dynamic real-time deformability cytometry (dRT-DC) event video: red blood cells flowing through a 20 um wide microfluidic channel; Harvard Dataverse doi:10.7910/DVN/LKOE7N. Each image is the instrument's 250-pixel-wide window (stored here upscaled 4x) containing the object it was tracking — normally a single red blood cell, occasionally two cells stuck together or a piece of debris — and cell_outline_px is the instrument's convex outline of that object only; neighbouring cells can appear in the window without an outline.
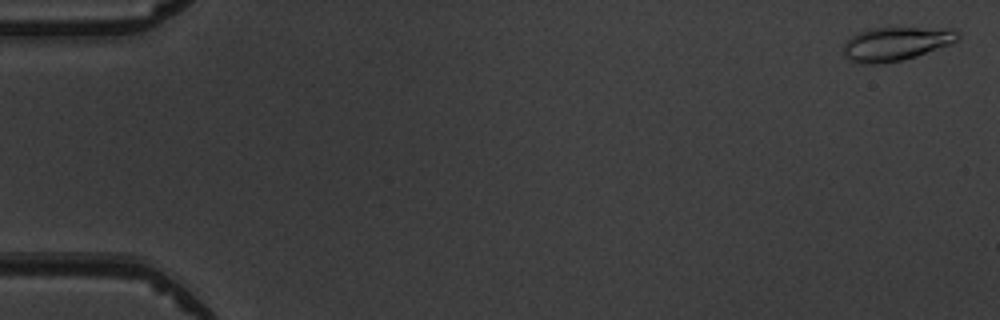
{"species": "common noctule bat (a hibernating species)", "species_latin": "Nyctalus noctula", "temperature_condition": "warm", "stored_images_in_passage": 5, "camera_frame_rate_fps": 3000, "um_per_image_px": 0.085, "animal": {"sex": "male", "body_mass_g": 19.5, "forearm_length_mm": 54.6}, "frame": {"image": 1, "passage_image": 1, "time_ms": 0.0, "image_size_px": [1000, 320], "cell_outline_px": [[960, 36], [952, 44], [916, 56], [900, 60], [880, 64], [860, 64], [848, 60], [840, 52], [844, 44], [852, 36], [860, 32], [872, 28], [952, 28], [960, 32]], "centroid_in_image_um": [76.14, 3.73], "position_along_channel_um": 8.9, "area_um2": 22.66}}